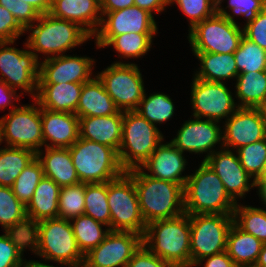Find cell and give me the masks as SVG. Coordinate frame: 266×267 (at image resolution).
Masks as SVG:
<instances>
[{
	"instance_id": "obj_36",
	"label": "cell",
	"mask_w": 266,
	"mask_h": 267,
	"mask_svg": "<svg viewBox=\"0 0 266 267\" xmlns=\"http://www.w3.org/2000/svg\"><path fill=\"white\" fill-rule=\"evenodd\" d=\"M107 196V182L86 184L84 215L109 226L111 231V214Z\"/></svg>"
},
{
	"instance_id": "obj_20",
	"label": "cell",
	"mask_w": 266,
	"mask_h": 267,
	"mask_svg": "<svg viewBox=\"0 0 266 267\" xmlns=\"http://www.w3.org/2000/svg\"><path fill=\"white\" fill-rule=\"evenodd\" d=\"M189 120L184 123L182 128L178 131L171 143L178 148L182 153L184 151L203 153L209 151L212 155L214 151L211 148L220 140H223V135L220 126H217V121L214 120Z\"/></svg>"
},
{
	"instance_id": "obj_44",
	"label": "cell",
	"mask_w": 266,
	"mask_h": 267,
	"mask_svg": "<svg viewBox=\"0 0 266 267\" xmlns=\"http://www.w3.org/2000/svg\"><path fill=\"white\" fill-rule=\"evenodd\" d=\"M176 2L179 8L190 19V30L198 23L215 15L216 0H169Z\"/></svg>"
},
{
	"instance_id": "obj_32",
	"label": "cell",
	"mask_w": 266,
	"mask_h": 267,
	"mask_svg": "<svg viewBox=\"0 0 266 267\" xmlns=\"http://www.w3.org/2000/svg\"><path fill=\"white\" fill-rule=\"evenodd\" d=\"M155 33H126L116 36H95L96 45L101 48L113 45L123 57H140L149 51Z\"/></svg>"
},
{
	"instance_id": "obj_18",
	"label": "cell",
	"mask_w": 266,
	"mask_h": 267,
	"mask_svg": "<svg viewBox=\"0 0 266 267\" xmlns=\"http://www.w3.org/2000/svg\"><path fill=\"white\" fill-rule=\"evenodd\" d=\"M204 161L218 175L228 193L235 201L236 197H243L252 187L257 186L253 181L249 184L251 177L241 166L238 156L231 150H221L212 155H207Z\"/></svg>"
},
{
	"instance_id": "obj_49",
	"label": "cell",
	"mask_w": 266,
	"mask_h": 267,
	"mask_svg": "<svg viewBox=\"0 0 266 267\" xmlns=\"http://www.w3.org/2000/svg\"><path fill=\"white\" fill-rule=\"evenodd\" d=\"M127 267H174L160 257L154 255L144 244L133 254Z\"/></svg>"
},
{
	"instance_id": "obj_52",
	"label": "cell",
	"mask_w": 266,
	"mask_h": 267,
	"mask_svg": "<svg viewBox=\"0 0 266 267\" xmlns=\"http://www.w3.org/2000/svg\"><path fill=\"white\" fill-rule=\"evenodd\" d=\"M170 4L169 0H134V5L148 11L152 14V11L161 12L166 5Z\"/></svg>"
},
{
	"instance_id": "obj_23",
	"label": "cell",
	"mask_w": 266,
	"mask_h": 267,
	"mask_svg": "<svg viewBox=\"0 0 266 267\" xmlns=\"http://www.w3.org/2000/svg\"><path fill=\"white\" fill-rule=\"evenodd\" d=\"M123 111L100 117H80L79 137L119 150L122 140Z\"/></svg>"
},
{
	"instance_id": "obj_56",
	"label": "cell",
	"mask_w": 266,
	"mask_h": 267,
	"mask_svg": "<svg viewBox=\"0 0 266 267\" xmlns=\"http://www.w3.org/2000/svg\"><path fill=\"white\" fill-rule=\"evenodd\" d=\"M255 264L259 267H266V243H263L258 260Z\"/></svg>"
},
{
	"instance_id": "obj_59",
	"label": "cell",
	"mask_w": 266,
	"mask_h": 267,
	"mask_svg": "<svg viewBox=\"0 0 266 267\" xmlns=\"http://www.w3.org/2000/svg\"><path fill=\"white\" fill-rule=\"evenodd\" d=\"M236 267H259L256 264H241V265H236Z\"/></svg>"
},
{
	"instance_id": "obj_2",
	"label": "cell",
	"mask_w": 266,
	"mask_h": 267,
	"mask_svg": "<svg viewBox=\"0 0 266 267\" xmlns=\"http://www.w3.org/2000/svg\"><path fill=\"white\" fill-rule=\"evenodd\" d=\"M29 246L45 260L69 267L83 266L84 255L77 245L70 220L58 217L35 223L31 226Z\"/></svg>"
},
{
	"instance_id": "obj_14",
	"label": "cell",
	"mask_w": 266,
	"mask_h": 267,
	"mask_svg": "<svg viewBox=\"0 0 266 267\" xmlns=\"http://www.w3.org/2000/svg\"><path fill=\"white\" fill-rule=\"evenodd\" d=\"M143 244V236L131 231H110L105 239L84 255L82 267H127Z\"/></svg>"
},
{
	"instance_id": "obj_1",
	"label": "cell",
	"mask_w": 266,
	"mask_h": 267,
	"mask_svg": "<svg viewBox=\"0 0 266 267\" xmlns=\"http://www.w3.org/2000/svg\"><path fill=\"white\" fill-rule=\"evenodd\" d=\"M142 170L139 167L125 172L134 181L140 211L146 225L185 213L184 186L151 177Z\"/></svg>"
},
{
	"instance_id": "obj_21",
	"label": "cell",
	"mask_w": 266,
	"mask_h": 267,
	"mask_svg": "<svg viewBox=\"0 0 266 267\" xmlns=\"http://www.w3.org/2000/svg\"><path fill=\"white\" fill-rule=\"evenodd\" d=\"M42 135L45 147L69 148L79 138V118L75 113L41 108ZM50 140L52 145H47Z\"/></svg>"
},
{
	"instance_id": "obj_41",
	"label": "cell",
	"mask_w": 266,
	"mask_h": 267,
	"mask_svg": "<svg viewBox=\"0 0 266 267\" xmlns=\"http://www.w3.org/2000/svg\"><path fill=\"white\" fill-rule=\"evenodd\" d=\"M44 177L43 166L36 157L16 178L11 186L18 200L27 206L41 179Z\"/></svg>"
},
{
	"instance_id": "obj_46",
	"label": "cell",
	"mask_w": 266,
	"mask_h": 267,
	"mask_svg": "<svg viewBox=\"0 0 266 267\" xmlns=\"http://www.w3.org/2000/svg\"><path fill=\"white\" fill-rule=\"evenodd\" d=\"M222 0H216V7L220 6ZM230 10L233 14L244 15L248 18L247 23L253 21L257 14L266 8V0H229Z\"/></svg>"
},
{
	"instance_id": "obj_11",
	"label": "cell",
	"mask_w": 266,
	"mask_h": 267,
	"mask_svg": "<svg viewBox=\"0 0 266 267\" xmlns=\"http://www.w3.org/2000/svg\"><path fill=\"white\" fill-rule=\"evenodd\" d=\"M10 111L0 119V143L5 139L11 147L29 149L37 154L44 145L41 108L23 105Z\"/></svg>"
},
{
	"instance_id": "obj_42",
	"label": "cell",
	"mask_w": 266,
	"mask_h": 267,
	"mask_svg": "<svg viewBox=\"0 0 266 267\" xmlns=\"http://www.w3.org/2000/svg\"><path fill=\"white\" fill-rule=\"evenodd\" d=\"M141 99L138 108L135 110L149 123L153 125L165 122L173 116L174 104L171 98L165 94H152L148 98ZM143 106V108H141Z\"/></svg>"
},
{
	"instance_id": "obj_47",
	"label": "cell",
	"mask_w": 266,
	"mask_h": 267,
	"mask_svg": "<svg viewBox=\"0 0 266 267\" xmlns=\"http://www.w3.org/2000/svg\"><path fill=\"white\" fill-rule=\"evenodd\" d=\"M244 37L266 50V8L243 28Z\"/></svg>"
},
{
	"instance_id": "obj_40",
	"label": "cell",
	"mask_w": 266,
	"mask_h": 267,
	"mask_svg": "<svg viewBox=\"0 0 266 267\" xmlns=\"http://www.w3.org/2000/svg\"><path fill=\"white\" fill-rule=\"evenodd\" d=\"M234 58L239 73L266 70V50L245 37L234 52Z\"/></svg>"
},
{
	"instance_id": "obj_8",
	"label": "cell",
	"mask_w": 266,
	"mask_h": 267,
	"mask_svg": "<svg viewBox=\"0 0 266 267\" xmlns=\"http://www.w3.org/2000/svg\"><path fill=\"white\" fill-rule=\"evenodd\" d=\"M37 26L33 24L28 29L32 31L26 47L44 54L60 56L72 47L82 44L91 36L78 24L68 20L53 17L50 13L40 14ZM34 29H33V28ZM35 50V51H34Z\"/></svg>"
},
{
	"instance_id": "obj_45",
	"label": "cell",
	"mask_w": 266,
	"mask_h": 267,
	"mask_svg": "<svg viewBox=\"0 0 266 267\" xmlns=\"http://www.w3.org/2000/svg\"><path fill=\"white\" fill-rule=\"evenodd\" d=\"M0 5L11 12L25 30L31 26V23H35L40 16V13L30 4L21 0H0Z\"/></svg>"
},
{
	"instance_id": "obj_31",
	"label": "cell",
	"mask_w": 266,
	"mask_h": 267,
	"mask_svg": "<svg viewBox=\"0 0 266 267\" xmlns=\"http://www.w3.org/2000/svg\"><path fill=\"white\" fill-rule=\"evenodd\" d=\"M194 54L201 61V70L195 74V78L221 82L224 79L237 77L239 74L234 53L194 52Z\"/></svg>"
},
{
	"instance_id": "obj_15",
	"label": "cell",
	"mask_w": 266,
	"mask_h": 267,
	"mask_svg": "<svg viewBox=\"0 0 266 267\" xmlns=\"http://www.w3.org/2000/svg\"><path fill=\"white\" fill-rule=\"evenodd\" d=\"M192 84L191 100L194 117L201 119L203 116L219 122L223 117L229 118L228 115L237 110L231 92L223 82L194 78Z\"/></svg>"
},
{
	"instance_id": "obj_30",
	"label": "cell",
	"mask_w": 266,
	"mask_h": 267,
	"mask_svg": "<svg viewBox=\"0 0 266 267\" xmlns=\"http://www.w3.org/2000/svg\"><path fill=\"white\" fill-rule=\"evenodd\" d=\"M0 224L5 232L30 233L26 206L14 195L12 188L0 186Z\"/></svg>"
},
{
	"instance_id": "obj_48",
	"label": "cell",
	"mask_w": 266,
	"mask_h": 267,
	"mask_svg": "<svg viewBox=\"0 0 266 267\" xmlns=\"http://www.w3.org/2000/svg\"><path fill=\"white\" fill-rule=\"evenodd\" d=\"M24 31L12 13L0 5V42L15 41Z\"/></svg>"
},
{
	"instance_id": "obj_38",
	"label": "cell",
	"mask_w": 266,
	"mask_h": 267,
	"mask_svg": "<svg viewBox=\"0 0 266 267\" xmlns=\"http://www.w3.org/2000/svg\"><path fill=\"white\" fill-rule=\"evenodd\" d=\"M241 166L256 183L266 172V138L237 149Z\"/></svg>"
},
{
	"instance_id": "obj_43",
	"label": "cell",
	"mask_w": 266,
	"mask_h": 267,
	"mask_svg": "<svg viewBox=\"0 0 266 267\" xmlns=\"http://www.w3.org/2000/svg\"><path fill=\"white\" fill-rule=\"evenodd\" d=\"M30 233L6 232L0 235V267H16L23 263L25 247H29Z\"/></svg>"
},
{
	"instance_id": "obj_50",
	"label": "cell",
	"mask_w": 266,
	"mask_h": 267,
	"mask_svg": "<svg viewBox=\"0 0 266 267\" xmlns=\"http://www.w3.org/2000/svg\"><path fill=\"white\" fill-rule=\"evenodd\" d=\"M204 259L207 260L204 267H236V264L226 251L205 257L199 260L195 265L197 266V264H200Z\"/></svg>"
},
{
	"instance_id": "obj_7",
	"label": "cell",
	"mask_w": 266,
	"mask_h": 267,
	"mask_svg": "<svg viewBox=\"0 0 266 267\" xmlns=\"http://www.w3.org/2000/svg\"><path fill=\"white\" fill-rule=\"evenodd\" d=\"M217 13L195 25L189 31L193 52L234 53L244 37L243 29L226 10L216 7Z\"/></svg>"
},
{
	"instance_id": "obj_19",
	"label": "cell",
	"mask_w": 266,
	"mask_h": 267,
	"mask_svg": "<svg viewBox=\"0 0 266 267\" xmlns=\"http://www.w3.org/2000/svg\"><path fill=\"white\" fill-rule=\"evenodd\" d=\"M106 15L107 20H101V29L96 36H116L126 33H156L157 26L151 13L135 5L122 10L99 14Z\"/></svg>"
},
{
	"instance_id": "obj_26",
	"label": "cell",
	"mask_w": 266,
	"mask_h": 267,
	"mask_svg": "<svg viewBox=\"0 0 266 267\" xmlns=\"http://www.w3.org/2000/svg\"><path fill=\"white\" fill-rule=\"evenodd\" d=\"M95 78L83 84L75 112L78 118L113 115L119 111L102 81L98 76Z\"/></svg>"
},
{
	"instance_id": "obj_4",
	"label": "cell",
	"mask_w": 266,
	"mask_h": 267,
	"mask_svg": "<svg viewBox=\"0 0 266 267\" xmlns=\"http://www.w3.org/2000/svg\"><path fill=\"white\" fill-rule=\"evenodd\" d=\"M236 205L223 182L204 160L195 174L188 175L184 186L185 213L234 214Z\"/></svg>"
},
{
	"instance_id": "obj_24",
	"label": "cell",
	"mask_w": 266,
	"mask_h": 267,
	"mask_svg": "<svg viewBox=\"0 0 266 267\" xmlns=\"http://www.w3.org/2000/svg\"><path fill=\"white\" fill-rule=\"evenodd\" d=\"M99 12L101 9L97 0H52L49 11L53 17L78 24L91 37L98 30L96 26L101 24L102 18L97 16Z\"/></svg>"
},
{
	"instance_id": "obj_57",
	"label": "cell",
	"mask_w": 266,
	"mask_h": 267,
	"mask_svg": "<svg viewBox=\"0 0 266 267\" xmlns=\"http://www.w3.org/2000/svg\"><path fill=\"white\" fill-rule=\"evenodd\" d=\"M23 267H54V266H50V265H47V264H43L41 262H38V261H24L23 262Z\"/></svg>"
},
{
	"instance_id": "obj_22",
	"label": "cell",
	"mask_w": 266,
	"mask_h": 267,
	"mask_svg": "<svg viewBox=\"0 0 266 267\" xmlns=\"http://www.w3.org/2000/svg\"><path fill=\"white\" fill-rule=\"evenodd\" d=\"M182 154L171 142L160 144L141 167L150 171L147 175L151 177L185 186L188 176H181L186 165Z\"/></svg>"
},
{
	"instance_id": "obj_58",
	"label": "cell",
	"mask_w": 266,
	"mask_h": 267,
	"mask_svg": "<svg viewBox=\"0 0 266 267\" xmlns=\"http://www.w3.org/2000/svg\"><path fill=\"white\" fill-rule=\"evenodd\" d=\"M258 109L266 126V100L258 107Z\"/></svg>"
},
{
	"instance_id": "obj_27",
	"label": "cell",
	"mask_w": 266,
	"mask_h": 267,
	"mask_svg": "<svg viewBox=\"0 0 266 267\" xmlns=\"http://www.w3.org/2000/svg\"><path fill=\"white\" fill-rule=\"evenodd\" d=\"M59 196L60 186L44 176L26 206L30 226L44 219L58 218Z\"/></svg>"
},
{
	"instance_id": "obj_55",
	"label": "cell",
	"mask_w": 266,
	"mask_h": 267,
	"mask_svg": "<svg viewBox=\"0 0 266 267\" xmlns=\"http://www.w3.org/2000/svg\"><path fill=\"white\" fill-rule=\"evenodd\" d=\"M259 188V196H261L262 201L266 205V172L264 176L257 182V186Z\"/></svg>"
},
{
	"instance_id": "obj_5",
	"label": "cell",
	"mask_w": 266,
	"mask_h": 267,
	"mask_svg": "<svg viewBox=\"0 0 266 267\" xmlns=\"http://www.w3.org/2000/svg\"><path fill=\"white\" fill-rule=\"evenodd\" d=\"M69 151L81 183H105L125 172L120 165L118 152L112 147L79 137Z\"/></svg>"
},
{
	"instance_id": "obj_39",
	"label": "cell",
	"mask_w": 266,
	"mask_h": 267,
	"mask_svg": "<svg viewBox=\"0 0 266 267\" xmlns=\"http://www.w3.org/2000/svg\"><path fill=\"white\" fill-rule=\"evenodd\" d=\"M86 183L60 187L58 217L71 220L84 215Z\"/></svg>"
},
{
	"instance_id": "obj_28",
	"label": "cell",
	"mask_w": 266,
	"mask_h": 267,
	"mask_svg": "<svg viewBox=\"0 0 266 267\" xmlns=\"http://www.w3.org/2000/svg\"><path fill=\"white\" fill-rule=\"evenodd\" d=\"M45 151L44 157H41V151L37 153V158L43 166L44 176L52 179L60 187L80 183L69 148L46 147Z\"/></svg>"
},
{
	"instance_id": "obj_34",
	"label": "cell",
	"mask_w": 266,
	"mask_h": 267,
	"mask_svg": "<svg viewBox=\"0 0 266 267\" xmlns=\"http://www.w3.org/2000/svg\"><path fill=\"white\" fill-rule=\"evenodd\" d=\"M37 154L32 150L8 146L0 149V186L11 187Z\"/></svg>"
},
{
	"instance_id": "obj_3",
	"label": "cell",
	"mask_w": 266,
	"mask_h": 267,
	"mask_svg": "<svg viewBox=\"0 0 266 267\" xmlns=\"http://www.w3.org/2000/svg\"><path fill=\"white\" fill-rule=\"evenodd\" d=\"M190 237V214L183 213L147 224L143 244L174 267H190Z\"/></svg>"
},
{
	"instance_id": "obj_33",
	"label": "cell",
	"mask_w": 266,
	"mask_h": 267,
	"mask_svg": "<svg viewBox=\"0 0 266 267\" xmlns=\"http://www.w3.org/2000/svg\"><path fill=\"white\" fill-rule=\"evenodd\" d=\"M236 96L241 100L237 107L258 108L266 100V70L239 73Z\"/></svg>"
},
{
	"instance_id": "obj_60",
	"label": "cell",
	"mask_w": 266,
	"mask_h": 267,
	"mask_svg": "<svg viewBox=\"0 0 266 267\" xmlns=\"http://www.w3.org/2000/svg\"><path fill=\"white\" fill-rule=\"evenodd\" d=\"M16 267H23V263H22V264H20V265H18V266H16Z\"/></svg>"
},
{
	"instance_id": "obj_6",
	"label": "cell",
	"mask_w": 266,
	"mask_h": 267,
	"mask_svg": "<svg viewBox=\"0 0 266 267\" xmlns=\"http://www.w3.org/2000/svg\"><path fill=\"white\" fill-rule=\"evenodd\" d=\"M162 140L163 135L158 128L149 123L138 112L135 110L124 111L122 140L118 150L121 167L125 171L141 167Z\"/></svg>"
},
{
	"instance_id": "obj_54",
	"label": "cell",
	"mask_w": 266,
	"mask_h": 267,
	"mask_svg": "<svg viewBox=\"0 0 266 267\" xmlns=\"http://www.w3.org/2000/svg\"><path fill=\"white\" fill-rule=\"evenodd\" d=\"M25 3L30 4L40 14L49 13L52 0H21Z\"/></svg>"
},
{
	"instance_id": "obj_29",
	"label": "cell",
	"mask_w": 266,
	"mask_h": 267,
	"mask_svg": "<svg viewBox=\"0 0 266 267\" xmlns=\"http://www.w3.org/2000/svg\"><path fill=\"white\" fill-rule=\"evenodd\" d=\"M262 246L259 239L244 232L233 222L227 235L226 252L236 265L255 264Z\"/></svg>"
},
{
	"instance_id": "obj_37",
	"label": "cell",
	"mask_w": 266,
	"mask_h": 267,
	"mask_svg": "<svg viewBox=\"0 0 266 267\" xmlns=\"http://www.w3.org/2000/svg\"><path fill=\"white\" fill-rule=\"evenodd\" d=\"M240 206L237 204L235 207L234 223L244 232L266 243V211L251 206Z\"/></svg>"
},
{
	"instance_id": "obj_10",
	"label": "cell",
	"mask_w": 266,
	"mask_h": 267,
	"mask_svg": "<svg viewBox=\"0 0 266 267\" xmlns=\"http://www.w3.org/2000/svg\"><path fill=\"white\" fill-rule=\"evenodd\" d=\"M233 214H190L191 266L208 256L226 251Z\"/></svg>"
},
{
	"instance_id": "obj_17",
	"label": "cell",
	"mask_w": 266,
	"mask_h": 267,
	"mask_svg": "<svg viewBox=\"0 0 266 267\" xmlns=\"http://www.w3.org/2000/svg\"><path fill=\"white\" fill-rule=\"evenodd\" d=\"M94 60L77 56H52L40 64L38 84L85 83L91 80Z\"/></svg>"
},
{
	"instance_id": "obj_25",
	"label": "cell",
	"mask_w": 266,
	"mask_h": 267,
	"mask_svg": "<svg viewBox=\"0 0 266 267\" xmlns=\"http://www.w3.org/2000/svg\"><path fill=\"white\" fill-rule=\"evenodd\" d=\"M83 83L38 84L35 104L50 111L75 113ZM39 91V92H38Z\"/></svg>"
},
{
	"instance_id": "obj_35",
	"label": "cell",
	"mask_w": 266,
	"mask_h": 267,
	"mask_svg": "<svg viewBox=\"0 0 266 267\" xmlns=\"http://www.w3.org/2000/svg\"><path fill=\"white\" fill-rule=\"evenodd\" d=\"M71 220L74 221L71 224L72 230L77 245L83 255L96 248L110 232L109 228L105 231L102 230L101 226H104L105 224L96 221L87 215H80Z\"/></svg>"
},
{
	"instance_id": "obj_9",
	"label": "cell",
	"mask_w": 266,
	"mask_h": 267,
	"mask_svg": "<svg viewBox=\"0 0 266 267\" xmlns=\"http://www.w3.org/2000/svg\"><path fill=\"white\" fill-rule=\"evenodd\" d=\"M107 195L111 231H131L144 236L147 225L140 211L133 179L124 172L107 182Z\"/></svg>"
},
{
	"instance_id": "obj_16",
	"label": "cell",
	"mask_w": 266,
	"mask_h": 267,
	"mask_svg": "<svg viewBox=\"0 0 266 267\" xmlns=\"http://www.w3.org/2000/svg\"><path fill=\"white\" fill-rule=\"evenodd\" d=\"M227 118L223 146L239 149L266 138V126L258 108L236 107Z\"/></svg>"
},
{
	"instance_id": "obj_53",
	"label": "cell",
	"mask_w": 266,
	"mask_h": 267,
	"mask_svg": "<svg viewBox=\"0 0 266 267\" xmlns=\"http://www.w3.org/2000/svg\"><path fill=\"white\" fill-rule=\"evenodd\" d=\"M16 90L9 87L0 79V109L11 104V99L14 98Z\"/></svg>"
},
{
	"instance_id": "obj_12",
	"label": "cell",
	"mask_w": 266,
	"mask_h": 267,
	"mask_svg": "<svg viewBox=\"0 0 266 267\" xmlns=\"http://www.w3.org/2000/svg\"><path fill=\"white\" fill-rule=\"evenodd\" d=\"M97 76L120 111L138 108L145 90L137 65L116 62Z\"/></svg>"
},
{
	"instance_id": "obj_13",
	"label": "cell",
	"mask_w": 266,
	"mask_h": 267,
	"mask_svg": "<svg viewBox=\"0 0 266 267\" xmlns=\"http://www.w3.org/2000/svg\"><path fill=\"white\" fill-rule=\"evenodd\" d=\"M14 42H0V72L2 77H5L0 79L14 90L19 87L33 93V90H38L40 69L38 55L30 50L4 47Z\"/></svg>"
},
{
	"instance_id": "obj_51",
	"label": "cell",
	"mask_w": 266,
	"mask_h": 267,
	"mask_svg": "<svg viewBox=\"0 0 266 267\" xmlns=\"http://www.w3.org/2000/svg\"><path fill=\"white\" fill-rule=\"evenodd\" d=\"M134 5V0H103L100 3L101 14L122 10Z\"/></svg>"
}]
</instances>
